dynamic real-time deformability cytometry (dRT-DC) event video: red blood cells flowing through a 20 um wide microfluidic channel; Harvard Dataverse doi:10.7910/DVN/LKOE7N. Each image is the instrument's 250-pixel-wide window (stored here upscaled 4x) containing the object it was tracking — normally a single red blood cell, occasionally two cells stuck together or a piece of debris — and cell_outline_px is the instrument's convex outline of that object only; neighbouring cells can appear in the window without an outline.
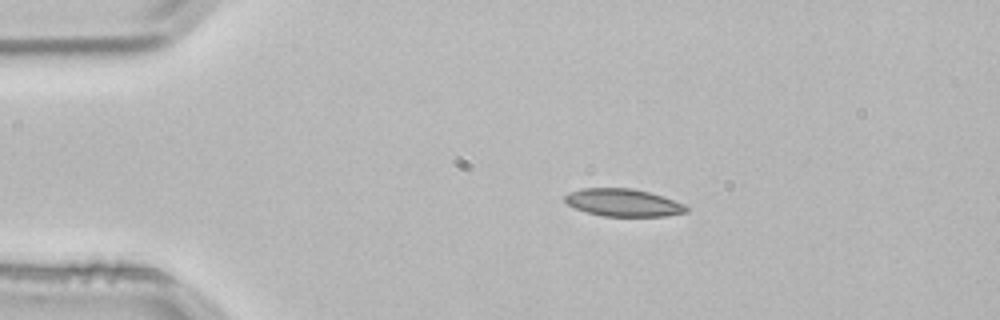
{"species": "common noctule bat (a hibernating species)", "species_latin": "Nyctalus noctula", "temperature_condition": "room temperature", "stored_images_in_passage": 3, "camera_frame_rate_fps": 3000, "um_per_image_px": 0.085, "animal": {"sex": "male", "body_mass_g": 21.5, "forearm_length_mm": 52.0}, "frame": {"image": 1, "passage_image": 2, "time_ms": 0.333, "image_size_px": [1000, 320], "cell_outline_px": [[688, 212], [664, 216], [604, 216], [588, 212], [576, 208], [568, 204], [564, 200], [564, 196], [568, 192], [580, 188], [632, 188], [648, 192], [684, 204], [688, 208]], "centroid_in_image_um": [52.94, 17.22], "position_along_channel_um": 32.1, "area_um2": 19.31}}